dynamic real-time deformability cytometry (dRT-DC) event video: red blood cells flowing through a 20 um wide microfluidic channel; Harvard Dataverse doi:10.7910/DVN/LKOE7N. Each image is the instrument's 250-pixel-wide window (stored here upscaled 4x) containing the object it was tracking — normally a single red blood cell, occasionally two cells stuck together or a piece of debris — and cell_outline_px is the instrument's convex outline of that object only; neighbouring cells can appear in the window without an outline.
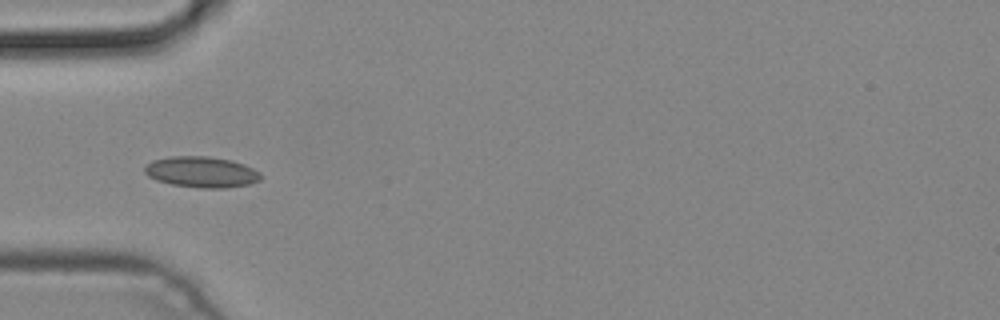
{"species": "common noctule bat (a hibernating species)", "species_latin": "Nyctalus noctula", "temperature_condition": "cold", "stored_images_in_passage": 4, "camera_frame_rate_fps": 3000, "um_per_image_px": 0.085, "animal": {"sex": "male", "body_mass_g": 19.2, "forearm_length_mm": 51.8}, "frame": {"image": 1, "passage_image": 4, "time_ms": 1.0, "image_size_px": [1000, 320], "cell_outline_px": [[260, 180], [248, 184], [224, 188], [200, 188], [172, 184], [156, 180], [148, 176], [144, 172], [144, 168], [152, 160], [172, 156], [208, 156], [232, 160], [244, 164], [260, 172]], "centroid_in_image_um": [17.12, 14.61], "position_along_channel_um": 67.9, "area_um2": 20.87}}